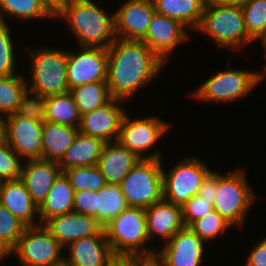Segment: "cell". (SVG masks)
I'll return each instance as SVG.
<instances>
[{
    "label": "cell",
    "instance_id": "8fae6325",
    "mask_svg": "<svg viewBox=\"0 0 266 266\" xmlns=\"http://www.w3.org/2000/svg\"><path fill=\"white\" fill-rule=\"evenodd\" d=\"M169 125L156 116L141 119H131L127 113L124 114L120 125L118 141L140 159H159L160 151H153L144 156L143 154L154 148L153 145L167 132ZM153 146V147H152ZM146 151V152H144Z\"/></svg>",
    "mask_w": 266,
    "mask_h": 266
},
{
    "label": "cell",
    "instance_id": "d6a6232c",
    "mask_svg": "<svg viewBox=\"0 0 266 266\" xmlns=\"http://www.w3.org/2000/svg\"><path fill=\"white\" fill-rule=\"evenodd\" d=\"M242 7L248 37L254 42L266 38V0H248Z\"/></svg>",
    "mask_w": 266,
    "mask_h": 266
},
{
    "label": "cell",
    "instance_id": "ab89813d",
    "mask_svg": "<svg viewBox=\"0 0 266 266\" xmlns=\"http://www.w3.org/2000/svg\"><path fill=\"white\" fill-rule=\"evenodd\" d=\"M181 208L182 219L185 226H189L192 222L215 210L214 204L207 202L199 195H194L189 198Z\"/></svg>",
    "mask_w": 266,
    "mask_h": 266
},
{
    "label": "cell",
    "instance_id": "f1b7e54d",
    "mask_svg": "<svg viewBox=\"0 0 266 266\" xmlns=\"http://www.w3.org/2000/svg\"><path fill=\"white\" fill-rule=\"evenodd\" d=\"M128 207L119 184L107 183L97 192V221L103 227Z\"/></svg>",
    "mask_w": 266,
    "mask_h": 266
},
{
    "label": "cell",
    "instance_id": "7bdbcfd3",
    "mask_svg": "<svg viewBox=\"0 0 266 266\" xmlns=\"http://www.w3.org/2000/svg\"><path fill=\"white\" fill-rule=\"evenodd\" d=\"M244 266H266V238L251 250Z\"/></svg>",
    "mask_w": 266,
    "mask_h": 266
},
{
    "label": "cell",
    "instance_id": "7c38bea8",
    "mask_svg": "<svg viewBox=\"0 0 266 266\" xmlns=\"http://www.w3.org/2000/svg\"><path fill=\"white\" fill-rule=\"evenodd\" d=\"M81 51H67L69 91L77 86L107 81L108 51L101 47L81 46Z\"/></svg>",
    "mask_w": 266,
    "mask_h": 266
},
{
    "label": "cell",
    "instance_id": "9c48e42d",
    "mask_svg": "<svg viewBox=\"0 0 266 266\" xmlns=\"http://www.w3.org/2000/svg\"><path fill=\"white\" fill-rule=\"evenodd\" d=\"M196 157L186 158L165 172L162 168L163 199L182 206L189 198L198 195L203 179L211 171Z\"/></svg>",
    "mask_w": 266,
    "mask_h": 266
},
{
    "label": "cell",
    "instance_id": "7402d4cb",
    "mask_svg": "<svg viewBox=\"0 0 266 266\" xmlns=\"http://www.w3.org/2000/svg\"><path fill=\"white\" fill-rule=\"evenodd\" d=\"M145 214L149 240L158 234L162 239H165L164 243H166L185 226L181 206L164 199L146 208Z\"/></svg>",
    "mask_w": 266,
    "mask_h": 266
},
{
    "label": "cell",
    "instance_id": "f6af8a7d",
    "mask_svg": "<svg viewBox=\"0 0 266 266\" xmlns=\"http://www.w3.org/2000/svg\"><path fill=\"white\" fill-rule=\"evenodd\" d=\"M135 266H164L162 260L156 255L141 256L136 254Z\"/></svg>",
    "mask_w": 266,
    "mask_h": 266
},
{
    "label": "cell",
    "instance_id": "44dd1931",
    "mask_svg": "<svg viewBox=\"0 0 266 266\" xmlns=\"http://www.w3.org/2000/svg\"><path fill=\"white\" fill-rule=\"evenodd\" d=\"M0 203L26 227L40 225L34 220L35 214L38 215V206L32 201L30 193L20 179L2 181Z\"/></svg>",
    "mask_w": 266,
    "mask_h": 266
},
{
    "label": "cell",
    "instance_id": "603a6c76",
    "mask_svg": "<svg viewBox=\"0 0 266 266\" xmlns=\"http://www.w3.org/2000/svg\"><path fill=\"white\" fill-rule=\"evenodd\" d=\"M64 258L70 266H105L113 254L105 234H96L70 243Z\"/></svg>",
    "mask_w": 266,
    "mask_h": 266
},
{
    "label": "cell",
    "instance_id": "484cf974",
    "mask_svg": "<svg viewBox=\"0 0 266 266\" xmlns=\"http://www.w3.org/2000/svg\"><path fill=\"white\" fill-rule=\"evenodd\" d=\"M78 132L79 128L43 122L41 159L59 162Z\"/></svg>",
    "mask_w": 266,
    "mask_h": 266
},
{
    "label": "cell",
    "instance_id": "d6986e66",
    "mask_svg": "<svg viewBox=\"0 0 266 266\" xmlns=\"http://www.w3.org/2000/svg\"><path fill=\"white\" fill-rule=\"evenodd\" d=\"M24 162L20 180L25 184L32 201L39 207L62 171L55 161L29 159Z\"/></svg>",
    "mask_w": 266,
    "mask_h": 266
},
{
    "label": "cell",
    "instance_id": "ba28073f",
    "mask_svg": "<svg viewBox=\"0 0 266 266\" xmlns=\"http://www.w3.org/2000/svg\"><path fill=\"white\" fill-rule=\"evenodd\" d=\"M264 72L225 69L204 81L193 97L203 101L229 102L244 98L264 79Z\"/></svg>",
    "mask_w": 266,
    "mask_h": 266
},
{
    "label": "cell",
    "instance_id": "52a82bcc",
    "mask_svg": "<svg viewBox=\"0 0 266 266\" xmlns=\"http://www.w3.org/2000/svg\"><path fill=\"white\" fill-rule=\"evenodd\" d=\"M242 170L244 169L229 171L223 176L218 173L214 209L233 227H242L245 216L256 199Z\"/></svg>",
    "mask_w": 266,
    "mask_h": 266
},
{
    "label": "cell",
    "instance_id": "b9f144b4",
    "mask_svg": "<svg viewBox=\"0 0 266 266\" xmlns=\"http://www.w3.org/2000/svg\"><path fill=\"white\" fill-rule=\"evenodd\" d=\"M218 190V173L210 171L203 179L198 195L207 202L214 204Z\"/></svg>",
    "mask_w": 266,
    "mask_h": 266
},
{
    "label": "cell",
    "instance_id": "277c9868",
    "mask_svg": "<svg viewBox=\"0 0 266 266\" xmlns=\"http://www.w3.org/2000/svg\"><path fill=\"white\" fill-rule=\"evenodd\" d=\"M103 229L112 253L148 256L157 252L144 246L150 242L144 208H126Z\"/></svg>",
    "mask_w": 266,
    "mask_h": 266
},
{
    "label": "cell",
    "instance_id": "2e32d148",
    "mask_svg": "<svg viewBox=\"0 0 266 266\" xmlns=\"http://www.w3.org/2000/svg\"><path fill=\"white\" fill-rule=\"evenodd\" d=\"M123 101L112 98L107 104L81 115L79 132L100 138L105 143L117 141L121 121L126 113L125 108L121 107Z\"/></svg>",
    "mask_w": 266,
    "mask_h": 266
},
{
    "label": "cell",
    "instance_id": "ffe728a7",
    "mask_svg": "<svg viewBox=\"0 0 266 266\" xmlns=\"http://www.w3.org/2000/svg\"><path fill=\"white\" fill-rule=\"evenodd\" d=\"M140 158L118 140L104 144L97 166L109 184H120Z\"/></svg>",
    "mask_w": 266,
    "mask_h": 266
},
{
    "label": "cell",
    "instance_id": "8d00e7d4",
    "mask_svg": "<svg viewBox=\"0 0 266 266\" xmlns=\"http://www.w3.org/2000/svg\"><path fill=\"white\" fill-rule=\"evenodd\" d=\"M30 87L22 94V98L14 112L15 115L23 116L34 121H46V103L45 97L38 93L31 92ZM31 95L34 96L30 97ZM33 93V94H32Z\"/></svg>",
    "mask_w": 266,
    "mask_h": 266
},
{
    "label": "cell",
    "instance_id": "ee69618b",
    "mask_svg": "<svg viewBox=\"0 0 266 266\" xmlns=\"http://www.w3.org/2000/svg\"><path fill=\"white\" fill-rule=\"evenodd\" d=\"M136 254H115L113 253L105 266H135Z\"/></svg>",
    "mask_w": 266,
    "mask_h": 266
},
{
    "label": "cell",
    "instance_id": "e0dca14e",
    "mask_svg": "<svg viewBox=\"0 0 266 266\" xmlns=\"http://www.w3.org/2000/svg\"><path fill=\"white\" fill-rule=\"evenodd\" d=\"M185 28L181 22L155 12L142 41L166 62L169 53L189 39Z\"/></svg>",
    "mask_w": 266,
    "mask_h": 266
},
{
    "label": "cell",
    "instance_id": "d590c367",
    "mask_svg": "<svg viewBox=\"0 0 266 266\" xmlns=\"http://www.w3.org/2000/svg\"><path fill=\"white\" fill-rule=\"evenodd\" d=\"M232 227L219 212L213 210L204 217L197 219L189 225V228L198 235L204 242L216 239L222 232Z\"/></svg>",
    "mask_w": 266,
    "mask_h": 266
},
{
    "label": "cell",
    "instance_id": "836d02e7",
    "mask_svg": "<svg viewBox=\"0 0 266 266\" xmlns=\"http://www.w3.org/2000/svg\"><path fill=\"white\" fill-rule=\"evenodd\" d=\"M63 173L69 179L74 191L85 189L98 192L107 184L97 165L66 169Z\"/></svg>",
    "mask_w": 266,
    "mask_h": 266
},
{
    "label": "cell",
    "instance_id": "6da1fadb",
    "mask_svg": "<svg viewBox=\"0 0 266 266\" xmlns=\"http://www.w3.org/2000/svg\"><path fill=\"white\" fill-rule=\"evenodd\" d=\"M107 85L112 98L128 100L165 65L143 41L116 40L107 49Z\"/></svg>",
    "mask_w": 266,
    "mask_h": 266
},
{
    "label": "cell",
    "instance_id": "60d3db41",
    "mask_svg": "<svg viewBox=\"0 0 266 266\" xmlns=\"http://www.w3.org/2000/svg\"><path fill=\"white\" fill-rule=\"evenodd\" d=\"M73 211L92 216L97 220V191L85 189L75 191Z\"/></svg>",
    "mask_w": 266,
    "mask_h": 266
},
{
    "label": "cell",
    "instance_id": "5b68a950",
    "mask_svg": "<svg viewBox=\"0 0 266 266\" xmlns=\"http://www.w3.org/2000/svg\"><path fill=\"white\" fill-rule=\"evenodd\" d=\"M162 160L140 159L119 184L129 207L148 208L163 199Z\"/></svg>",
    "mask_w": 266,
    "mask_h": 266
},
{
    "label": "cell",
    "instance_id": "30bf717a",
    "mask_svg": "<svg viewBox=\"0 0 266 266\" xmlns=\"http://www.w3.org/2000/svg\"><path fill=\"white\" fill-rule=\"evenodd\" d=\"M65 248L42 224L26 227L16 246L15 252L22 266H50L62 261Z\"/></svg>",
    "mask_w": 266,
    "mask_h": 266
},
{
    "label": "cell",
    "instance_id": "3957f363",
    "mask_svg": "<svg viewBox=\"0 0 266 266\" xmlns=\"http://www.w3.org/2000/svg\"><path fill=\"white\" fill-rule=\"evenodd\" d=\"M197 31H202L220 47L230 51L251 43L245 28L242 7L238 5L214 4L206 1Z\"/></svg>",
    "mask_w": 266,
    "mask_h": 266
},
{
    "label": "cell",
    "instance_id": "4dcf8cb0",
    "mask_svg": "<svg viewBox=\"0 0 266 266\" xmlns=\"http://www.w3.org/2000/svg\"><path fill=\"white\" fill-rule=\"evenodd\" d=\"M4 13L17 20L55 17L41 0H0V22L6 24Z\"/></svg>",
    "mask_w": 266,
    "mask_h": 266
},
{
    "label": "cell",
    "instance_id": "83f0119b",
    "mask_svg": "<svg viewBox=\"0 0 266 266\" xmlns=\"http://www.w3.org/2000/svg\"><path fill=\"white\" fill-rule=\"evenodd\" d=\"M46 121L79 128L81 115L70 92L45 97Z\"/></svg>",
    "mask_w": 266,
    "mask_h": 266
},
{
    "label": "cell",
    "instance_id": "7a4b0ae2",
    "mask_svg": "<svg viewBox=\"0 0 266 266\" xmlns=\"http://www.w3.org/2000/svg\"><path fill=\"white\" fill-rule=\"evenodd\" d=\"M65 19L79 46L108 49L116 40L114 14H106L92 0H70L55 18Z\"/></svg>",
    "mask_w": 266,
    "mask_h": 266
},
{
    "label": "cell",
    "instance_id": "7dc6e473",
    "mask_svg": "<svg viewBox=\"0 0 266 266\" xmlns=\"http://www.w3.org/2000/svg\"><path fill=\"white\" fill-rule=\"evenodd\" d=\"M206 1L214 4L243 6L248 0H206Z\"/></svg>",
    "mask_w": 266,
    "mask_h": 266
},
{
    "label": "cell",
    "instance_id": "bcb514c9",
    "mask_svg": "<svg viewBox=\"0 0 266 266\" xmlns=\"http://www.w3.org/2000/svg\"><path fill=\"white\" fill-rule=\"evenodd\" d=\"M70 0H41L45 7L56 16Z\"/></svg>",
    "mask_w": 266,
    "mask_h": 266
},
{
    "label": "cell",
    "instance_id": "5bb4252c",
    "mask_svg": "<svg viewBox=\"0 0 266 266\" xmlns=\"http://www.w3.org/2000/svg\"><path fill=\"white\" fill-rule=\"evenodd\" d=\"M7 143L21 158L41 159L43 122L10 114L5 117Z\"/></svg>",
    "mask_w": 266,
    "mask_h": 266
},
{
    "label": "cell",
    "instance_id": "d4e9b609",
    "mask_svg": "<svg viewBox=\"0 0 266 266\" xmlns=\"http://www.w3.org/2000/svg\"><path fill=\"white\" fill-rule=\"evenodd\" d=\"M74 193L69 179L62 172L38 207V223L44 225L51 218L73 212Z\"/></svg>",
    "mask_w": 266,
    "mask_h": 266
},
{
    "label": "cell",
    "instance_id": "4316f807",
    "mask_svg": "<svg viewBox=\"0 0 266 266\" xmlns=\"http://www.w3.org/2000/svg\"><path fill=\"white\" fill-rule=\"evenodd\" d=\"M157 13L196 30L200 24L206 0H153Z\"/></svg>",
    "mask_w": 266,
    "mask_h": 266
},
{
    "label": "cell",
    "instance_id": "681fc988",
    "mask_svg": "<svg viewBox=\"0 0 266 266\" xmlns=\"http://www.w3.org/2000/svg\"><path fill=\"white\" fill-rule=\"evenodd\" d=\"M50 266H70V265L68 264V262L65 259H63L62 261L57 262L55 264H52Z\"/></svg>",
    "mask_w": 266,
    "mask_h": 266
},
{
    "label": "cell",
    "instance_id": "9a60e30c",
    "mask_svg": "<svg viewBox=\"0 0 266 266\" xmlns=\"http://www.w3.org/2000/svg\"><path fill=\"white\" fill-rule=\"evenodd\" d=\"M204 241L189 226L182 227L156 255L164 266H200Z\"/></svg>",
    "mask_w": 266,
    "mask_h": 266
},
{
    "label": "cell",
    "instance_id": "e575fe53",
    "mask_svg": "<svg viewBox=\"0 0 266 266\" xmlns=\"http://www.w3.org/2000/svg\"><path fill=\"white\" fill-rule=\"evenodd\" d=\"M26 226L0 203V251L7 257Z\"/></svg>",
    "mask_w": 266,
    "mask_h": 266
},
{
    "label": "cell",
    "instance_id": "f546056e",
    "mask_svg": "<svg viewBox=\"0 0 266 266\" xmlns=\"http://www.w3.org/2000/svg\"><path fill=\"white\" fill-rule=\"evenodd\" d=\"M69 92L74 98L80 115L91 112L112 99L107 81L86 83L72 88Z\"/></svg>",
    "mask_w": 266,
    "mask_h": 266
},
{
    "label": "cell",
    "instance_id": "ac0fdd59",
    "mask_svg": "<svg viewBox=\"0 0 266 266\" xmlns=\"http://www.w3.org/2000/svg\"><path fill=\"white\" fill-rule=\"evenodd\" d=\"M44 226L64 248L78 239L105 234L103 226L94 217L74 211L51 218Z\"/></svg>",
    "mask_w": 266,
    "mask_h": 266
},
{
    "label": "cell",
    "instance_id": "f907efd6",
    "mask_svg": "<svg viewBox=\"0 0 266 266\" xmlns=\"http://www.w3.org/2000/svg\"><path fill=\"white\" fill-rule=\"evenodd\" d=\"M262 46H263V48H264V51H265V53H266V38L262 41Z\"/></svg>",
    "mask_w": 266,
    "mask_h": 266
},
{
    "label": "cell",
    "instance_id": "816d5d0a",
    "mask_svg": "<svg viewBox=\"0 0 266 266\" xmlns=\"http://www.w3.org/2000/svg\"><path fill=\"white\" fill-rule=\"evenodd\" d=\"M6 257L1 251H0V261Z\"/></svg>",
    "mask_w": 266,
    "mask_h": 266
},
{
    "label": "cell",
    "instance_id": "1f68e13d",
    "mask_svg": "<svg viewBox=\"0 0 266 266\" xmlns=\"http://www.w3.org/2000/svg\"><path fill=\"white\" fill-rule=\"evenodd\" d=\"M25 79L21 75L0 77V115L4 117L13 114L22 98V94L28 88Z\"/></svg>",
    "mask_w": 266,
    "mask_h": 266
},
{
    "label": "cell",
    "instance_id": "4fadbf2b",
    "mask_svg": "<svg viewBox=\"0 0 266 266\" xmlns=\"http://www.w3.org/2000/svg\"><path fill=\"white\" fill-rule=\"evenodd\" d=\"M156 12L153 0H128L114 12L116 38L142 41Z\"/></svg>",
    "mask_w": 266,
    "mask_h": 266
},
{
    "label": "cell",
    "instance_id": "74e56055",
    "mask_svg": "<svg viewBox=\"0 0 266 266\" xmlns=\"http://www.w3.org/2000/svg\"><path fill=\"white\" fill-rule=\"evenodd\" d=\"M8 24L0 23V77L16 75L14 43Z\"/></svg>",
    "mask_w": 266,
    "mask_h": 266
},
{
    "label": "cell",
    "instance_id": "c3c4849f",
    "mask_svg": "<svg viewBox=\"0 0 266 266\" xmlns=\"http://www.w3.org/2000/svg\"><path fill=\"white\" fill-rule=\"evenodd\" d=\"M7 142L6 136V120L3 115H0V145Z\"/></svg>",
    "mask_w": 266,
    "mask_h": 266
},
{
    "label": "cell",
    "instance_id": "8992f818",
    "mask_svg": "<svg viewBox=\"0 0 266 266\" xmlns=\"http://www.w3.org/2000/svg\"><path fill=\"white\" fill-rule=\"evenodd\" d=\"M31 92L43 97L69 92L67 83V52L43 48L30 51Z\"/></svg>",
    "mask_w": 266,
    "mask_h": 266
},
{
    "label": "cell",
    "instance_id": "cb8c5ba5",
    "mask_svg": "<svg viewBox=\"0 0 266 266\" xmlns=\"http://www.w3.org/2000/svg\"><path fill=\"white\" fill-rule=\"evenodd\" d=\"M105 142L97 137L78 132L73 143L66 149L58 162L61 171L75 167H87L98 164Z\"/></svg>",
    "mask_w": 266,
    "mask_h": 266
},
{
    "label": "cell",
    "instance_id": "f35d334b",
    "mask_svg": "<svg viewBox=\"0 0 266 266\" xmlns=\"http://www.w3.org/2000/svg\"><path fill=\"white\" fill-rule=\"evenodd\" d=\"M21 158L6 142L0 145V180H18L21 176Z\"/></svg>",
    "mask_w": 266,
    "mask_h": 266
}]
</instances>
